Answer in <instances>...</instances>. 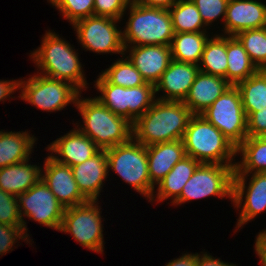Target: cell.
Masks as SVG:
<instances>
[{
  "label": "cell",
  "mask_w": 266,
  "mask_h": 266,
  "mask_svg": "<svg viewBox=\"0 0 266 266\" xmlns=\"http://www.w3.org/2000/svg\"><path fill=\"white\" fill-rule=\"evenodd\" d=\"M254 248L259 256L261 266H266V229L260 231L256 236Z\"/></svg>",
  "instance_id": "obj_40"
},
{
  "label": "cell",
  "mask_w": 266,
  "mask_h": 266,
  "mask_svg": "<svg viewBox=\"0 0 266 266\" xmlns=\"http://www.w3.org/2000/svg\"><path fill=\"white\" fill-rule=\"evenodd\" d=\"M132 1L145 7L169 9L177 0H132Z\"/></svg>",
  "instance_id": "obj_44"
},
{
  "label": "cell",
  "mask_w": 266,
  "mask_h": 266,
  "mask_svg": "<svg viewBox=\"0 0 266 266\" xmlns=\"http://www.w3.org/2000/svg\"><path fill=\"white\" fill-rule=\"evenodd\" d=\"M247 135L249 137L266 135V107L258 112H251L247 116Z\"/></svg>",
  "instance_id": "obj_39"
},
{
  "label": "cell",
  "mask_w": 266,
  "mask_h": 266,
  "mask_svg": "<svg viewBox=\"0 0 266 266\" xmlns=\"http://www.w3.org/2000/svg\"><path fill=\"white\" fill-rule=\"evenodd\" d=\"M98 204V201L88 200L83 204L65 208L60 231L69 233L81 246L103 254V219Z\"/></svg>",
  "instance_id": "obj_10"
},
{
  "label": "cell",
  "mask_w": 266,
  "mask_h": 266,
  "mask_svg": "<svg viewBox=\"0 0 266 266\" xmlns=\"http://www.w3.org/2000/svg\"><path fill=\"white\" fill-rule=\"evenodd\" d=\"M192 115L183 102L156 100L132 124L133 138L146 147L182 140Z\"/></svg>",
  "instance_id": "obj_1"
},
{
  "label": "cell",
  "mask_w": 266,
  "mask_h": 266,
  "mask_svg": "<svg viewBox=\"0 0 266 266\" xmlns=\"http://www.w3.org/2000/svg\"><path fill=\"white\" fill-rule=\"evenodd\" d=\"M127 8L130 15L122 31L124 46H170L174 30L169 9L145 7L132 0Z\"/></svg>",
  "instance_id": "obj_5"
},
{
  "label": "cell",
  "mask_w": 266,
  "mask_h": 266,
  "mask_svg": "<svg viewBox=\"0 0 266 266\" xmlns=\"http://www.w3.org/2000/svg\"><path fill=\"white\" fill-rule=\"evenodd\" d=\"M186 155L205 164L235 165L237 147L200 114H193L183 136Z\"/></svg>",
  "instance_id": "obj_4"
},
{
  "label": "cell",
  "mask_w": 266,
  "mask_h": 266,
  "mask_svg": "<svg viewBox=\"0 0 266 266\" xmlns=\"http://www.w3.org/2000/svg\"><path fill=\"white\" fill-rule=\"evenodd\" d=\"M121 57L124 58L117 59L108 69H105L100 74L109 83L125 88L144 85L146 81L128 57L123 55Z\"/></svg>",
  "instance_id": "obj_32"
},
{
  "label": "cell",
  "mask_w": 266,
  "mask_h": 266,
  "mask_svg": "<svg viewBox=\"0 0 266 266\" xmlns=\"http://www.w3.org/2000/svg\"><path fill=\"white\" fill-rule=\"evenodd\" d=\"M200 115L218 128L236 147L248 136L247 117L235 85H231Z\"/></svg>",
  "instance_id": "obj_11"
},
{
  "label": "cell",
  "mask_w": 266,
  "mask_h": 266,
  "mask_svg": "<svg viewBox=\"0 0 266 266\" xmlns=\"http://www.w3.org/2000/svg\"><path fill=\"white\" fill-rule=\"evenodd\" d=\"M71 25L82 18L94 15L95 0H48Z\"/></svg>",
  "instance_id": "obj_34"
},
{
  "label": "cell",
  "mask_w": 266,
  "mask_h": 266,
  "mask_svg": "<svg viewBox=\"0 0 266 266\" xmlns=\"http://www.w3.org/2000/svg\"><path fill=\"white\" fill-rule=\"evenodd\" d=\"M150 181L157 185L186 156L183 140L158 143L146 147Z\"/></svg>",
  "instance_id": "obj_22"
},
{
  "label": "cell",
  "mask_w": 266,
  "mask_h": 266,
  "mask_svg": "<svg viewBox=\"0 0 266 266\" xmlns=\"http://www.w3.org/2000/svg\"><path fill=\"white\" fill-rule=\"evenodd\" d=\"M235 86L239 90L246 117L266 107V70H258Z\"/></svg>",
  "instance_id": "obj_30"
},
{
  "label": "cell",
  "mask_w": 266,
  "mask_h": 266,
  "mask_svg": "<svg viewBox=\"0 0 266 266\" xmlns=\"http://www.w3.org/2000/svg\"><path fill=\"white\" fill-rule=\"evenodd\" d=\"M36 139L28 131H0V169L30 159Z\"/></svg>",
  "instance_id": "obj_25"
},
{
  "label": "cell",
  "mask_w": 266,
  "mask_h": 266,
  "mask_svg": "<svg viewBox=\"0 0 266 266\" xmlns=\"http://www.w3.org/2000/svg\"><path fill=\"white\" fill-rule=\"evenodd\" d=\"M0 223L23 226L20 217L17 196L11 195L0 188Z\"/></svg>",
  "instance_id": "obj_35"
},
{
  "label": "cell",
  "mask_w": 266,
  "mask_h": 266,
  "mask_svg": "<svg viewBox=\"0 0 266 266\" xmlns=\"http://www.w3.org/2000/svg\"><path fill=\"white\" fill-rule=\"evenodd\" d=\"M247 177V175H234L233 177L232 202L236 209L241 208L238 210L240 215L236 229L266 211V172L253 173L248 186L245 185Z\"/></svg>",
  "instance_id": "obj_14"
},
{
  "label": "cell",
  "mask_w": 266,
  "mask_h": 266,
  "mask_svg": "<svg viewBox=\"0 0 266 266\" xmlns=\"http://www.w3.org/2000/svg\"><path fill=\"white\" fill-rule=\"evenodd\" d=\"M208 39L207 31L174 33L170 44L172 59L199 66Z\"/></svg>",
  "instance_id": "obj_27"
},
{
  "label": "cell",
  "mask_w": 266,
  "mask_h": 266,
  "mask_svg": "<svg viewBox=\"0 0 266 266\" xmlns=\"http://www.w3.org/2000/svg\"><path fill=\"white\" fill-rule=\"evenodd\" d=\"M27 81L19 79V98L43 111H61L68 104H76L80 92L71 83L46 77L31 75Z\"/></svg>",
  "instance_id": "obj_8"
},
{
  "label": "cell",
  "mask_w": 266,
  "mask_h": 266,
  "mask_svg": "<svg viewBox=\"0 0 266 266\" xmlns=\"http://www.w3.org/2000/svg\"><path fill=\"white\" fill-rule=\"evenodd\" d=\"M169 12L173 23L174 33L202 32L207 30L205 29L206 25L192 0H177L169 8Z\"/></svg>",
  "instance_id": "obj_31"
},
{
  "label": "cell",
  "mask_w": 266,
  "mask_h": 266,
  "mask_svg": "<svg viewBox=\"0 0 266 266\" xmlns=\"http://www.w3.org/2000/svg\"><path fill=\"white\" fill-rule=\"evenodd\" d=\"M28 162L29 159L0 169V188L3 191L18 197L41 179L42 168Z\"/></svg>",
  "instance_id": "obj_24"
},
{
  "label": "cell",
  "mask_w": 266,
  "mask_h": 266,
  "mask_svg": "<svg viewBox=\"0 0 266 266\" xmlns=\"http://www.w3.org/2000/svg\"><path fill=\"white\" fill-rule=\"evenodd\" d=\"M199 162L192 157L186 155L179 162L175 164L172 170L157 184V191H154L149 202H163L167 199H172L170 203H174L182 192L183 187L191 178ZM156 198V199H155Z\"/></svg>",
  "instance_id": "obj_23"
},
{
  "label": "cell",
  "mask_w": 266,
  "mask_h": 266,
  "mask_svg": "<svg viewBox=\"0 0 266 266\" xmlns=\"http://www.w3.org/2000/svg\"><path fill=\"white\" fill-rule=\"evenodd\" d=\"M131 0H95L94 15L121 20Z\"/></svg>",
  "instance_id": "obj_37"
},
{
  "label": "cell",
  "mask_w": 266,
  "mask_h": 266,
  "mask_svg": "<svg viewBox=\"0 0 266 266\" xmlns=\"http://www.w3.org/2000/svg\"><path fill=\"white\" fill-rule=\"evenodd\" d=\"M121 20L92 15L74 22L77 39L86 51L125 55L122 31L116 23Z\"/></svg>",
  "instance_id": "obj_13"
},
{
  "label": "cell",
  "mask_w": 266,
  "mask_h": 266,
  "mask_svg": "<svg viewBox=\"0 0 266 266\" xmlns=\"http://www.w3.org/2000/svg\"><path fill=\"white\" fill-rule=\"evenodd\" d=\"M197 263V253L189 254L185 253L177 259H173L168 262L165 266H196Z\"/></svg>",
  "instance_id": "obj_43"
},
{
  "label": "cell",
  "mask_w": 266,
  "mask_h": 266,
  "mask_svg": "<svg viewBox=\"0 0 266 266\" xmlns=\"http://www.w3.org/2000/svg\"><path fill=\"white\" fill-rule=\"evenodd\" d=\"M17 199L20 217L23 222V233L28 239L30 237L27 234L28 229L24 216L46 227L60 231L65 208L42 179L29 190L21 193Z\"/></svg>",
  "instance_id": "obj_12"
},
{
  "label": "cell",
  "mask_w": 266,
  "mask_h": 266,
  "mask_svg": "<svg viewBox=\"0 0 266 266\" xmlns=\"http://www.w3.org/2000/svg\"><path fill=\"white\" fill-rule=\"evenodd\" d=\"M17 89H19V80H0V101H5Z\"/></svg>",
  "instance_id": "obj_42"
},
{
  "label": "cell",
  "mask_w": 266,
  "mask_h": 266,
  "mask_svg": "<svg viewBox=\"0 0 266 266\" xmlns=\"http://www.w3.org/2000/svg\"><path fill=\"white\" fill-rule=\"evenodd\" d=\"M258 70H266V27L248 29L235 35Z\"/></svg>",
  "instance_id": "obj_33"
},
{
  "label": "cell",
  "mask_w": 266,
  "mask_h": 266,
  "mask_svg": "<svg viewBox=\"0 0 266 266\" xmlns=\"http://www.w3.org/2000/svg\"><path fill=\"white\" fill-rule=\"evenodd\" d=\"M235 165L200 163L182 189L180 197L172 205L190 200L215 196L229 198L232 202Z\"/></svg>",
  "instance_id": "obj_9"
},
{
  "label": "cell",
  "mask_w": 266,
  "mask_h": 266,
  "mask_svg": "<svg viewBox=\"0 0 266 266\" xmlns=\"http://www.w3.org/2000/svg\"><path fill=\"white\" fill-rule=\"evenodd\" d=\"M101 96H95L114 114L126 118L132 124L157 100L155 85L145 83L138 87H122L109 83L99 74L94 84Z\"/></svg>",
  "instance_id": "obj_7"
},
{
  "label": "cell",
  "mask_w": 266,
  "mask_h": 266,
  "mask_svg": "<svg viewBox=\"0 0 266 266\" xmlns=\"http://www.w3.org/2000/svg\"><path fill=\"white\" fill-rule=\"evenodd\" d=\"M71 168L81 194L89 201H98L104 181L109 175L105 150H100L90 159Z\"/></svg>",
  "instance_id": "obj_20"
},
{
  "label": "cell",
  "mask_w": 266,
  "mask_h": 266,
  "mask_svg": "<svg viewBox=\"0 0 266 266\" xmlns=\"http://www.w3.org/2000/svg\"><path fill=\"white\" fill-rule=\"evenodd\" d=\"M227 63L226 80L231 85L246 80L258 71L235 36H227Z\"/></svg>",
  "instance_id": "obj_28"
},
{
  "label": "cell",
  "mask_w": 266,
  "mask_h": 266,
  "mask_svg": "<svg viewBox=\"0 0 266 266\" xmlns=\"http://www.w3.org/2000/svg\"><path fill=\"white\" fill-rule=\"evenodd\" d=\"M199 66L192 63L171 60L168 68L155 84V93L162 91L163 96L156 98L162 101L183 102L199 73Z\"/></svg>",
  "instance_id": "obj_17"
},
{
  "label": "cell",
  "mask_w": 266,
  "mask_h": 266,
  "mask_svg": "<svg viewBox=\"0 0 266 266\" xmlns=\"http://www.w3.org/2000/svg\"><path fill=\"white\" fill-rule=\"evenodd\" d=\"M236 154L242 161L236 162L234 175H247L266 172V139L249 137L237 147ZM250 173V174H249Z\"/></svg>",
  "instance_id": "obj_26"
},
{
  "label": "cell",
  "mask_w": 266,
  "mask_h": 266,
  "mask_svg": "<svg viewBox=\"0 0 266 266\" xmlns=\"http://www.w3.org/2000/svg\"><path fill=\"white\" fill-rule=\"evenodd\" d=\"M124 53L147 83L155 85L172 60L171 48L166 45L124 46ZM128 50V51H127Z\"/></svg>",
  "instance_id": "obj_18"
},
{
  "label": "cell",
  "mask_w": 266,
  "mask_h": 266,
  "mask_svg": "<svg viewBox=\"0 0 266 266\" xmlns=\"http://www.w3.org/2000/svg\"><path fill=\"white\" fill-rule=\"evenodd\" d=\"M18 239L27 241L30 240L23 233V226H12L0 223V255L9 253L14 250L12 247L18 242Z\"/></svg>",
  "instance_id": "obj_38"
},
{
  "label": "cell",
  "mask_w": 266,
  "mask_h": 266,
  "mask_svg": "<svg viewBox=\"0 0 266 266\" xmlns=\"http://www.w3.org/2000/svg\"><path fill=\"white\" fill-rule=\"evenodd\" d=\"M227 66V35L214 34L205 44L199 70L226 79Z\"/></svg>",
  "instance_id": "obj_29"
},
{
  "label": "cell",
  "mask_w": 266,
  "mask_h": 266,
  "mask_svg": "<svg viewBox=\"0 0 266 266\" xmlns=\"http://www.w3.org/2000/svg\"><path fill=\"white\" fill-rule=\"evenodd\" d=\"M44 161L41 179L64 208L88 201L78 189L70 166L57 162L51 155L47 156Z\"/></svg>",
  "instance_id": "obj_15"
},
{
  "label": "cell",
  "mask_w": 266,
  "mask_h": 266,
  "mask_svg": "<svg viewBox=\"0 0 266 266\" xmlns=\"http://www.w3.org/2000/svg\"><path fill=\"white\" fill-rule=\"evenodd\" d=\"M196 266H236V264L223 262L220 258L216 259L207 252H203L202 255L197 253Z\"/></svg>",
  "instance_id": "obj_41"
},
{
  "label": "cell",
  "mask_w": 266,
  "mask_h": 266,
  "mask_svg": "<svg viewBox=\"0 0 266 266\" xmlns=\"http://www.w3.org/2000/svg\"><path fill=\"white\" fill-rule=\"evenodd\" d=\"M230 86L223 77L199 71L183 103L192 114H201Z\"/></svg>",
  "instance_id": "obj_21"
},
{
  "label": "cell",
  "mask_w": 266,
  "mask_h": 266,
  "mask_svg": "<svg viewBox=\"0 0 266 266\" xmlns=\"http://www.w3.org/2000/svg\"><path fill=\"white\" fill-rule=\"evenodd\" d=\"M79 94L75 106L83 118L77 128L101 150L128 142L133 137L132 123L114 114L97 98H82ZM83 126V127H82Z\"/></svg>",
  "instance_id": "obj_3"
},
{
  "label": "cell",
  "mask_w": 266,
  "mask_h": 266,
  "mask_svg": "<svg viewBox=\"0 0 266 266\" xmlns=\"http://www.w3.org/2000/svg\"><path fill=\"white\" fill-rule=\"evenodd\" d=\"M196 5L202 20L206 26L212 25L214 21L221 16L225 19V14L227 10V4L229 0H192Z\"/></svg>",
  "instance_id": "obj_36"
},
{
  "label": "cell",
  "mask_w": 266,
  "mask_h": 266,
  "mask_svg": "<svg viewBox=\"0 0 266 266\" xmlns=\"http://www.w3.org/2000/svg\"><path fill=\"white\" fill-rule=\"evenodd\" d=\"M105 152L108 172L114 171L125 183L150 201L155 186L149 177L146 146L132 137L128 142L108 148Z\"/></svg>",
  "instance_id": "obj_6"
},
{
  "label": "cell",
  "mask_w": 266,
  "mask_h": 266,
  "mask_svg": "<svg viewBox=\"0 0 266 266\" xmlns=\"http://www.w3.org/2000/svg\"><path fill=\"white\" fill-rule=\"evenodd\" d=\"M47 146L48 151L52 152L50 154L54 160L70 167L81 164L101 150L78 128H73L69 133L57 138Z\"/></svg>",
  "instance_id": "obj_19"
},
{
  "label": "cell",
  "mask_w": 266,
  "mask_h": 266,
  "mask_svg": "<svg viewBox=\"0 0 266 266\" xmlns=\"http://www.w3.org/2000/svg\"><path fill=\"white\" fill-rule=\"evenodd\" d=\"M223 24L222 31L227 36L266 27V4L256 0H229Z\"/></svg>",
  "instance_id": "obj_16"
},
{
  "label": "cell",
  "mask_w": 266,
  "mask_h": 266,
  "mask_svg": "<svg viewBox=\"0 0 266 266\" xmlns=\"http://www.w3.org/2000/svg\"><path fill=\"white\" fill-rule=\"evenodd\" d=\"M31 58L41 75L71 83L80 92L88 85L78 53L69 42L50 30Z\"/></svg>",
  "instance_id": "obj_2"
}]
</instances>
